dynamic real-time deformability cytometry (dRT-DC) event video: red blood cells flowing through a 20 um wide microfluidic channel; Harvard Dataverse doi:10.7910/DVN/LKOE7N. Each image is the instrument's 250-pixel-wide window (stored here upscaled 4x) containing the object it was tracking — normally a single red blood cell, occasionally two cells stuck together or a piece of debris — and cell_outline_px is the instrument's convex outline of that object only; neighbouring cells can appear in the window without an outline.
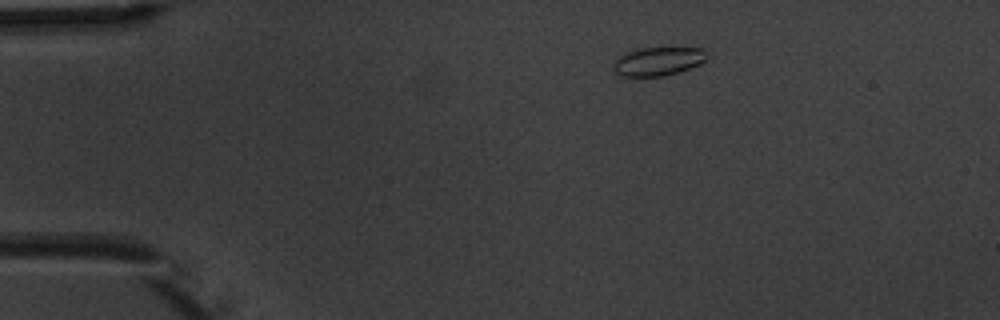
{"species": "common noctule bat (a hibernating species)", "species_latin": "Nyctalus noctula", "temperature_condition": "warm", "stored_images_in_passage": 5, "camera_frame_rate_fps": 3000, "um_per_image_px": 0.085, "animal": {"sex": "male", "body_mass_g": 20.1, "forearm_length_mm": 53.5}, "frame": {"image": 1, "passage_image": 1, "time_ms": 0.0, "image_size_px": [1000, 320], "cell_outline_px": [[708, 56], [700, 64], [680, 72], [664, 76], [620, 76], [616, 72], [612, 64], [620, 56], [628, 52], [640, 48], [704, 48]], "centroid_in_image_um": [55.96, 5.22], "position_along_channel_um": 29.0, "area_um2": 15.49}}
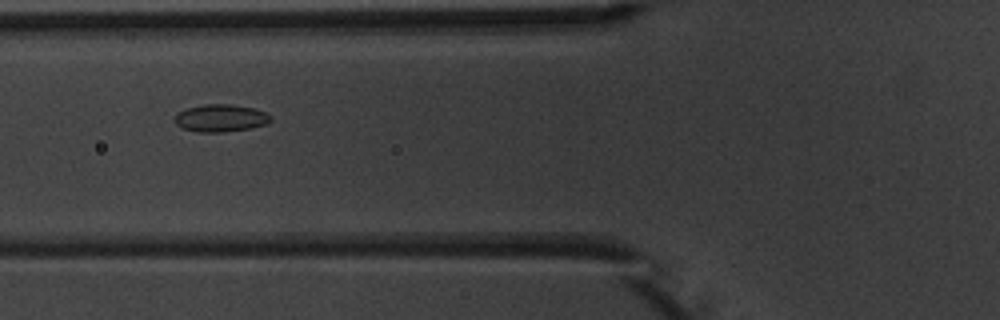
{"frame": {"image": 2, "passage_image": 4, "time_ms": 3.667, "image_size_px": [1000, 320], "cell_outline_px": [[272, 120], [268, 124], [252, 128], [220, 132], [196, 132], [184, 128], [176, 124], [172, 120], [176, 112], [188, 108], [204, 104], [232, 104], [252, 108], [268, 112], [272, 116]], "centroid_in_image_um": [18.77, 10.03], "position_along_channel_um": 107.0, "area_um2": 15.61}}
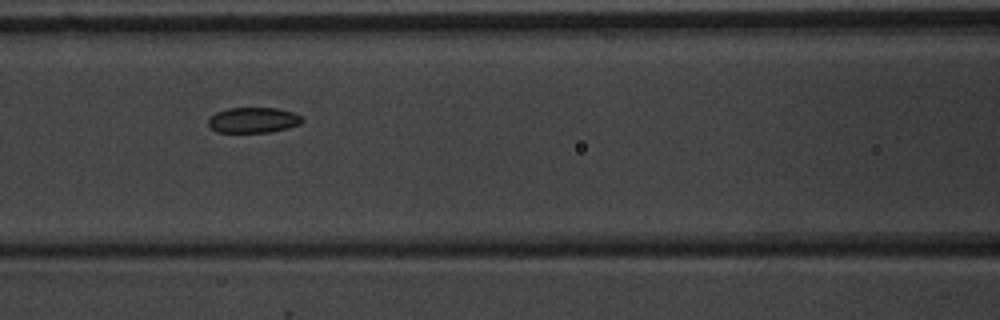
{"frame": {"image": 3, "passage_image": 5, "time_ms": 4.667, "image_size_px": [1000, 320], "cell_outline_px": [[304, 120], [300, 124], [288, 128], [268, 132], [216, 132], [208, 124], [208, 120], [216, 112], [228, 108], [276, 108], [292, 112], [300, 116]], "centroid_in_image_um": [21.53, 10.21], "position_along_channel_um": 145.1, "area_um2": 13.81}}